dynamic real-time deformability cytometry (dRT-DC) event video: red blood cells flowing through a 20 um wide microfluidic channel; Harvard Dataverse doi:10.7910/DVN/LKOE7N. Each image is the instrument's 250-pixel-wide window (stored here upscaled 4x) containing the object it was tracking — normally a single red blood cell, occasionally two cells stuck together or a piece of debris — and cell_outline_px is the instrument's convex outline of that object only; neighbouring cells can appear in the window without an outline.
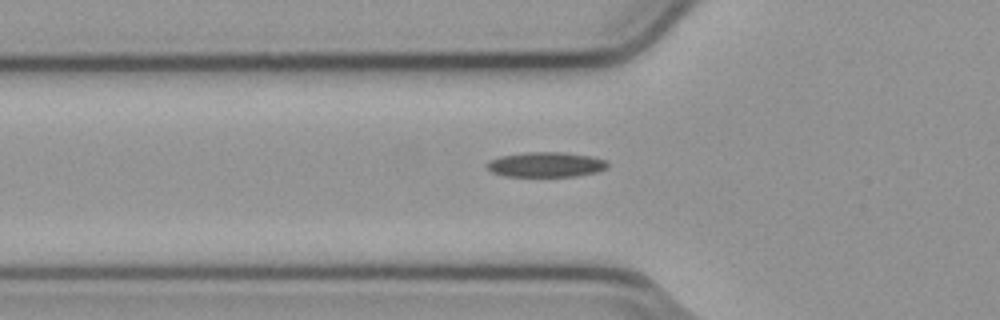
{"species": "common noctule bat (a hibernating species)", "species_latin": "Nyctalus noctula", "temperature_condition": "cold", "stored_images_in_passage": 33, "camera_frame_rate_fps": 3000, "um_per_image_px": 0.085, "animal": {"sex": "male", "body_mass_g": 23.1, "forearm_length_mm": 52.7}, "frame": {"image": 1, "passage_image": 3, "time_ms": 0.667, "image_size_px": [1000, 320], "cell_outline_px": [[608, 168], [600, 172], [576, 176], [508, 176], [492, 172], [488, 168], [488, 164], [492, 160], [500, 156], [528, 152], [564, 152], [592, 156], [608, 160]], "centroid_in_image_um": [46.52, 13.98], "position_along_channel_um": 79.3, "area_um2": 17.57}}
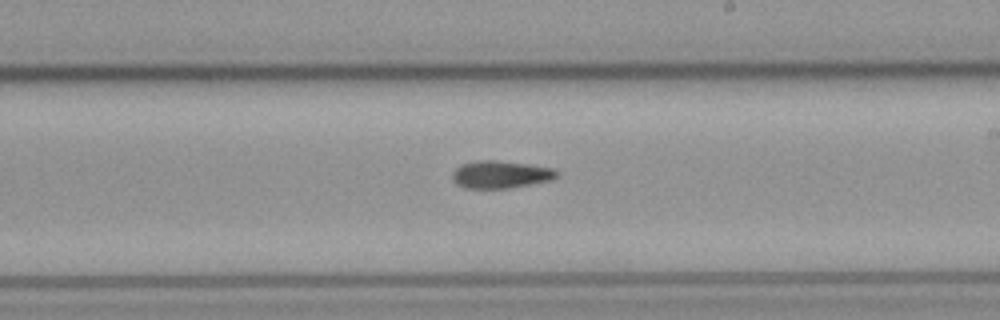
{"frame": {"image": 2, "passage_image": 16, "time_ms": 5.0, "image_size_px": [1000, 320], "cell_outline_px": [[560, 172], [552, 180], [508, 188], [464, 188], [456, 184], [452, 180], [452, 172], [460, 164], [476, 160], [496, 160], [528, 164], [556, 168]], "centroid_in_image_um": [42.54, 14.82], "position_along_channel_um": 246.5, "area_um2": 16.94}}
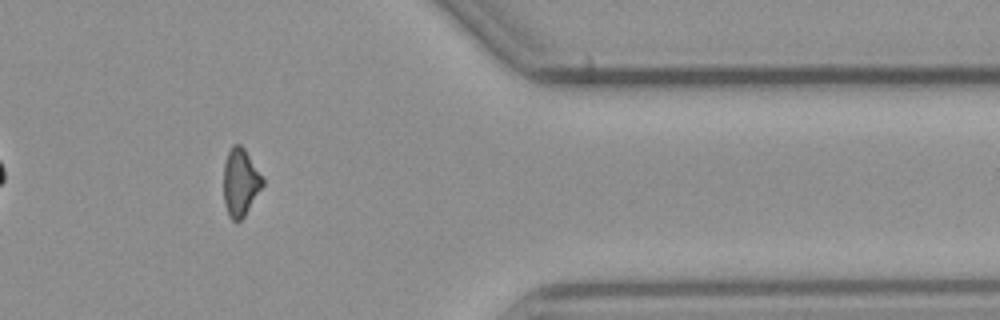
{"frame": {"image": 3, "passage_image": 29, "time_ms": 9.333, "image_size_px": [1000, 320], "cell_outline_px": [[264, 184], [244, 216], [240, 220], [232, 220], [228, 216], [224, 204], [224, 164], [228, 152], [232, 144], [240, 144], [244, 148], [264, 180]], "centroid_in_image_um": [20.42, 15.5], "position_along_channel_um": 391.0, "area_um2": 15.2}}